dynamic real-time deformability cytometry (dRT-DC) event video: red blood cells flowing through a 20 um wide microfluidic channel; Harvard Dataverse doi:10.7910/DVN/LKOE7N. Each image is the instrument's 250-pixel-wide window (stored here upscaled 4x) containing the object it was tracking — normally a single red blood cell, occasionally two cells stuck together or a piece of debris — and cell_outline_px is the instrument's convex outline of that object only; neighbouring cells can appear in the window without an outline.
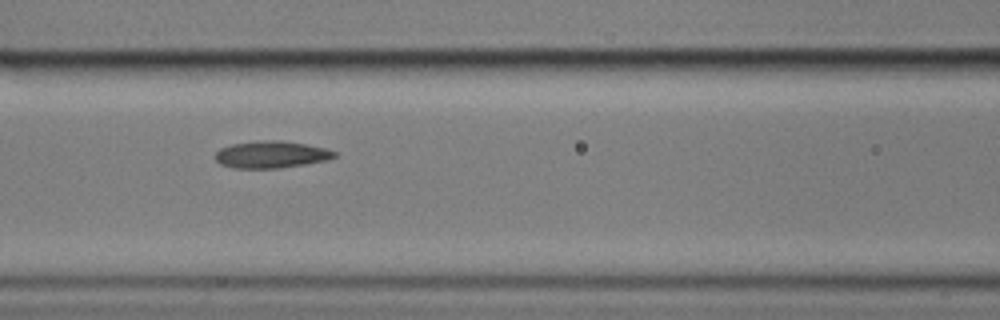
{"species": "common noctule bat (a hibernating species)", "species_latin": "Nyctalus noctula", "temperature_condition": "cold", "stored_images_in_passage": 15, "camera_frame_rate_fps": 3000, "um_per_image_px": 0.085, "animal": {"sex": "male", "body_mass_g": 17.9}, "frame": {"image": 1, "passage_image": 7, "time_ms": 7.667, "image_size_px": [1000, 320], "cell_outline_px": [[336, 156], [328, 160], [280, 168], [232, 168], [220, 164], [216, 160], [216, 152], [220, 148], [232, 144], [260, 140], [280, 140], [304, 144], [324, 148], [336, 152]], "centroid_in_image_um": [23.03, 13.14], "position_along_channel_um": 143.6, "area_um2": 18.67}}
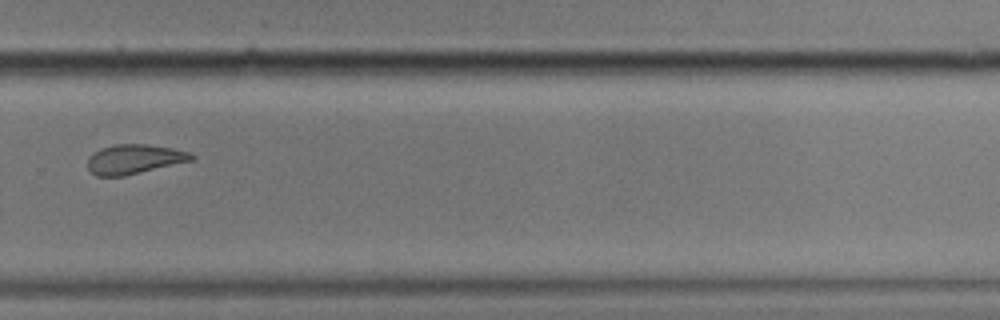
{"frame": {"image": 2, "passage_image": 11, "time_ms": 12.667, "image_size_px": [1000, 320], "cell_outline_px": [[196, 160], [124, 176], [96, 176], [88, 168], [88, 156], [100, 148], [116, 144], [148, 144], [172, 148], [188, 152], [196, 156]], "centroid_in_image_um": [11.44, 13.53], "position_along_channel_um": 318.4, "area_um2": 18.03}}
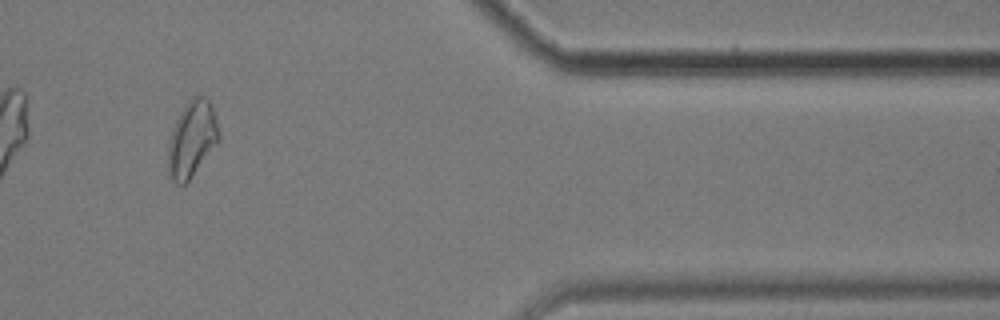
{"frame": {"image": 3, "passage_image": 13, "time_ms": 15.667, "image_size_px": [1000, 320], "cell_outline_px": [[220, 140], [188, 180], [184, 184], [176, 184], [172, 180], [168, 164], [168, 144], [176, 120], [184, 104], [192, 96], [204, 96], [212, 104], [220, 132]], "centroid_in_image_um": [16.33, 11.77], "position_along_channel_um": 395.1, "area_um2": 22.31}, "authors_computed_cell_mechanics": {"area_um2": 21.0392, "velocity_mm_per_s": 3.4958, "shape_relaxation_time_tau1_ms": null, "shape_relaxation_time_tau2_ms": 8.9668, "deformation_change_tau1": null, "deformation_change_tau2": 0.1537}}